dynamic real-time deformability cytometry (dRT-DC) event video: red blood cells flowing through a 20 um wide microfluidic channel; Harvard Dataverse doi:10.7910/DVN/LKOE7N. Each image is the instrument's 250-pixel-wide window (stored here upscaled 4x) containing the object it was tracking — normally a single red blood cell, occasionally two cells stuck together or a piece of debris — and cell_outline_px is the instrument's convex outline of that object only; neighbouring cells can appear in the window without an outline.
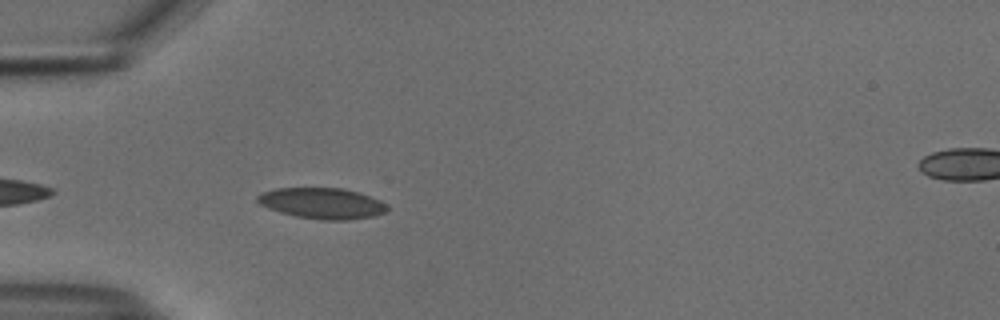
{"species": "common noctule bat (a hibernating species)", "species_latin": "Nyctalus noctula", "temperature_condition": "cold", "stored_images_in_passage": 37, "camera_frame_rate_fps": 3000, "um_per_image_px": 0.085, "animal": {"sex": "male", "body_mass_g": 18.8}, "frame": {"image": 1, "passage_image": 1, "time_ms": 0.0, "image_size_px": [1000, 320], "cell_outline_px": [[388, 208], [384, 212], [372, 216], [348, 220], [320, 220], [296, 216], [280, 212], [268, 208], [260, 204], [256, 200], [256, 196], [260, 192], [276, 188], [344, 188], [380, 200], [388, 204]], "centroid_in_image_um": [27.34, 17.28], "position_along_channel_um": 57.7, "area_um2": 23.35}}
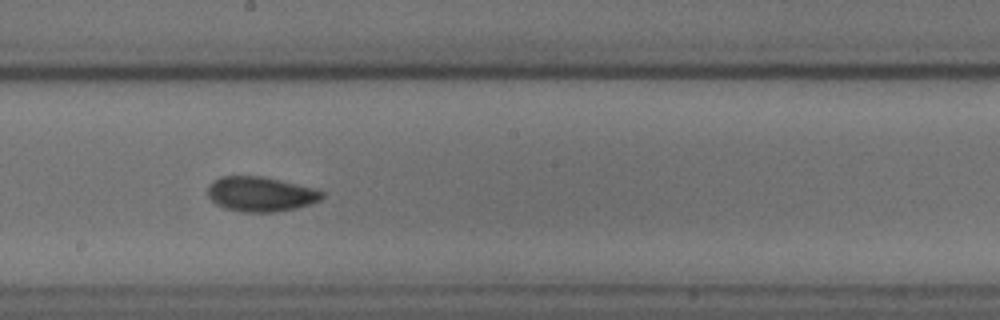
{"frame": {"image": 2, "passage_image": 15, "time_ms": 4.667, "image_size_px": [1000, 320], "cell_outline_px": [[324, 196], [320, 200], [296, 208], [276, 212], [244, 212], [224, 208], [216, 204], [208, 196], [208, 184], [212, 180], [220, 176], [260, 176], [320, 188], [324, 192]], "centroid_in_image_um": [22.17, 16.49], "position_along_channel_um": 226.0, "area_um2": 23.47}}
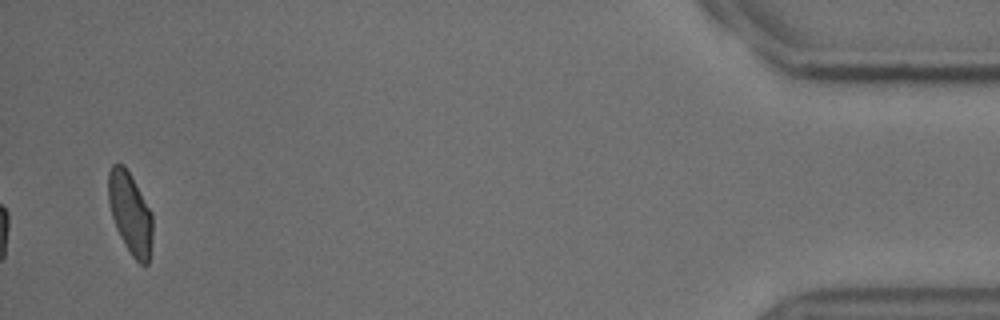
{"frame": {"image": 3, "passage_image": 37, "time_ms": 12.0, "image_size_px": [1000, 320], "cell_outline_px": [[152, 240], [148, 264], [140, 264], [132, 256], [124, 244], [116, 228], [112, 216], [108, 200], [108, 172], [112, 164], [124, 164], [152, 212]], "centroid_in_image_um": [11.06, 18.12], "position_along_channel_um": 424.1, "area_um2": 20.98}, "authors_computed_cell_mechanics": {"area_um2": 22.1374, "velocity_mm_per_s": 3.7387, "shape_relaxation_time_tau1_ms": 4.4, "shape_relaxation_time_tau2_ms": 1.4378, "deformation_change_tau1": 0.0822, "deformation_change_tau2": 0.0371}}